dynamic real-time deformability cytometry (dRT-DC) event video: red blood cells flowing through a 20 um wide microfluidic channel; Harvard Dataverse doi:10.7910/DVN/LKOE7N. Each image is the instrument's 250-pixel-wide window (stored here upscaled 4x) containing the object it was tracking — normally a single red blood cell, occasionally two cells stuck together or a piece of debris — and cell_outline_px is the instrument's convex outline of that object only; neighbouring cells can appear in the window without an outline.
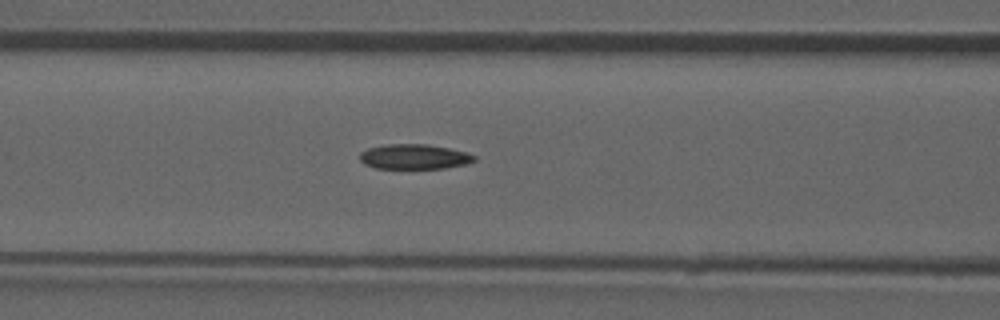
{"species": "common noctule bat (a hibernating species)", "species_latin": "Nyctalus noctula", "temperature_condition": "room temperature", "stored_images_in_passage": 46, "camera_frame_rate_fps": 3000, "um_per_image_px": 0.085, "animal": {"sex": "male", "forearm_length_mm": 52.5}, "frame": {"image": 1, "passage_image": 20, "time_ms": 6.333, "image_size_px": [1000, 320], "cell_outline_px": [[476, 160], [464, 164], [444, 168], [376, 168], [364, 164], [360, 160], [360, 152], [368, 148], [388, 144], [428, 144], [468, 152], [476, 156]], "centroid_in_image_um": [35.21, 13.31], "position_along_channel_um": 131.4, "area_um2": 16.59}}